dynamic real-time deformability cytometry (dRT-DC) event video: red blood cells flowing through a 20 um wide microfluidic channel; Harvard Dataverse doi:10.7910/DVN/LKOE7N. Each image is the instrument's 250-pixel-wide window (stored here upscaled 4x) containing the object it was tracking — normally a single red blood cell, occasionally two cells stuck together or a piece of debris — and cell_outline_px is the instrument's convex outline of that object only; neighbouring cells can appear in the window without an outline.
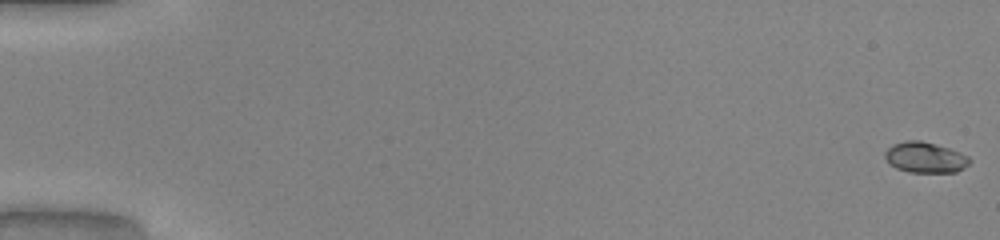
{"species": "common noctule bat (a hibernating species)", "species_latin": "Nyctalus noctula", "temperature_condition": "warm", "stored_images_in_passage": 52, "camera_frame_rate_fps": 3000, "um_per_image_px": 0.085, "animal": {"sex": "male", "body_mass_g": 20.0, "forearm_length_mm": 53.3}, "frame": {"image": 1, "passage_image": 1, "time_ms": 0.0, "image_size_px": [1000, 240], "cell_outline_px": [[972, 160], [964, 168], [956, 172], [908, 172], [896, 168], [888, 164], [884, 156], [884, 152], [892, 144], [908, 140], [920, 140], [948, 148], [960, 152], [968, 156]], "centroid_in_image_um": [78.62, 13.39], "position_along_channel_um": 6.4, "area_um2": 15.2}}
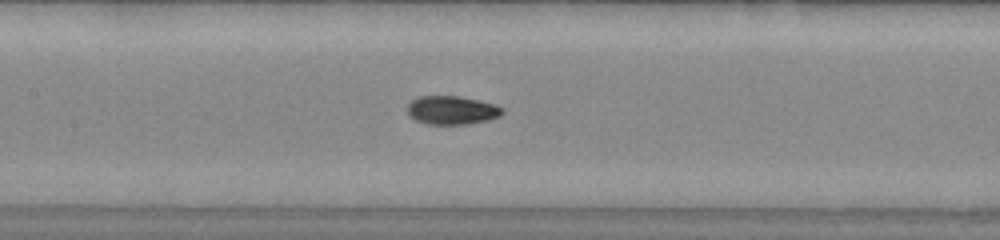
{"frame": {"image": 2, "passage_image": 26, "time_ms": 8.333, "image_size_px": [1000, 240], "cell_outline_px": [[504, 112], [500, 116], [488, 120], [468, 124], [428, 124], [416, 120], [408, 112], [408, 104], [412, 100], [420, 96], [456, 96], [476, 100], [492, 104], [504, 108]], "centroid_in_image_um": [38.42, 9.37], "position_along_channel_um": 169.0, "area_um2": 15.55}}
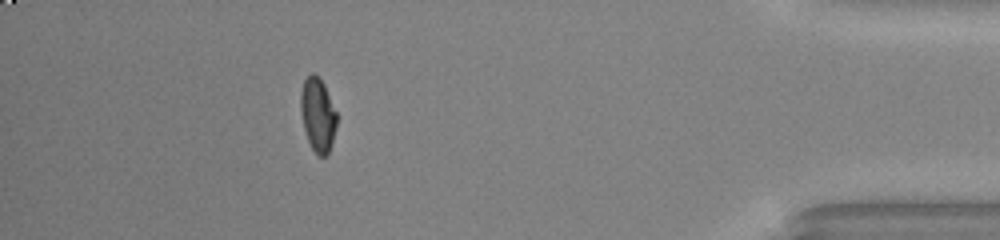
{"frame": {"image": 3, "passage_image": 47, "time_ms": 15.333, "image_size_px": [1000, 240], "cell_outline_px": [[336, 128], [328, 152], [324, 156], [316, 156], [308, 140], [304, 128], [300, 112], [300, 92], [304, 80], [312, 72], [324, 84], [336, 112]], "centroid_in_image_um": [26.99, 9.76], "position_along_channel_um": 408.2, "area_um2": 15.32}, "authors_computed_cell_mechanics": {"area_um2": 15.317, "velocity_mm_per_s": 4.0971, "shape_relaxation_time_tau1_ms": 3.6553, "shape_relaxation_time_tau2_ms": 1.3315, "deformation_change_tau1": 0.1692, "deformation_change_tau2": 0.0477}}